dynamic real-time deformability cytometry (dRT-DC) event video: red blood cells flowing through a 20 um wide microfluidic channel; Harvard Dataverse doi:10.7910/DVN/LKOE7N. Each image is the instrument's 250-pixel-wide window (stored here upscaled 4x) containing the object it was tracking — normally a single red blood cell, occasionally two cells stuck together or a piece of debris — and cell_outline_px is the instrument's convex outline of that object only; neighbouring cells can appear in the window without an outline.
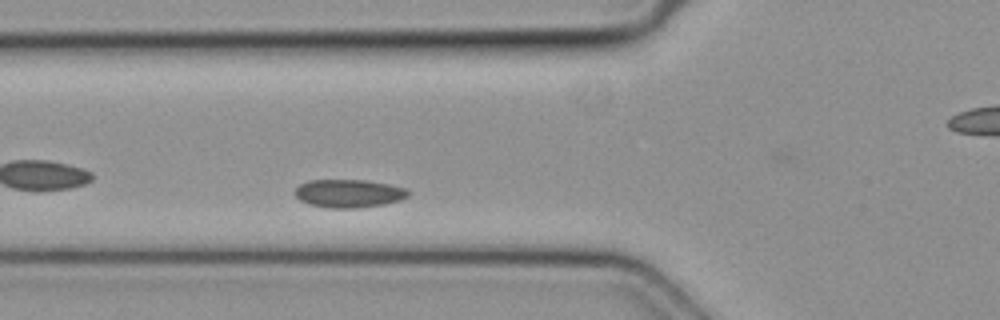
{"species": "common noctule bat (a hibernating species)", "species_latin": "Nyctalus noctula", "temperature_condition": "cold", "stored_images_in_passage": 4, "camera_frame_rate_fps": 3000, "um_per_image_px": 0.085, "animal": {"sex": "female", "body_mass_g": 19.3, "forearm_length_mm": 54.1}, "frame": {"image": 1, "passage_image": 3, "time_ms": 0.667, "image_size_px": [1000, 320], "cell_outline_px": [[408, 196], [400, 200], [384, 204], [356, 208], [328, 208], [308, 204], [300, 200], [292, 192], [300, 184], [308, 180], [368, 180], [388, 184], [404, 188], [408, 192]], "centroid_in_image_um": [29.59, 16.44], "position_along_channel_um": 96.2, "area_um2": 18.61}}